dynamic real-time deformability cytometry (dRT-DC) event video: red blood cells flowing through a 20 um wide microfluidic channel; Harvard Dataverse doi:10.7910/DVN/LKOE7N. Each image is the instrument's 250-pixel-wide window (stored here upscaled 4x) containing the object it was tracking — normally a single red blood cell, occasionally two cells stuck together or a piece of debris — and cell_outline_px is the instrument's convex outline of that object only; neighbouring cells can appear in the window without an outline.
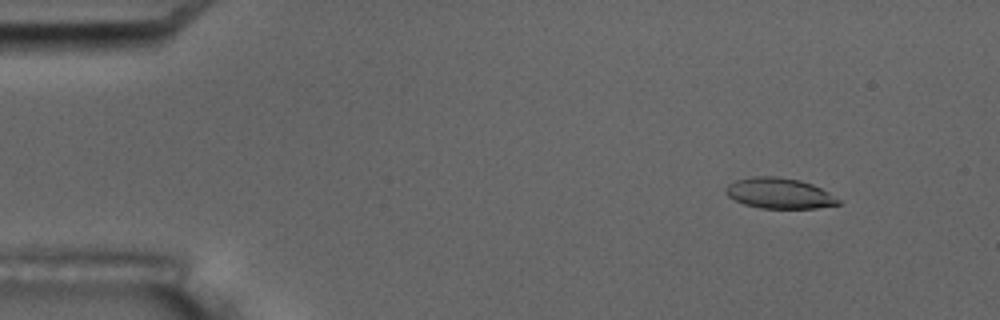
{"species": "common noctule bat (a hibernating species)", "species_latin": "Nyctalus noctula", "temperature_condition": "room temperature", "stored_images_in_passage": 5, "camera_frame_rate_fps": 3000, "um_per_image_px": 0.085, "animal": {"sex": "male", "body_mass_g": 17.5, "forearm_length_mm": 52.3}, "frame": {"image": 1, "passage_image": 2, "time_ms": 1.0, "image_size_px": [1000, 320], "cell_outline_px": [[840, 204], [816, 208], [760, 208], [744, 204], [728, 196], [724, 192], [728, 184], [736, 180], [752, 176], [776, 176], [800, 180], [812, 184], [828, 192], [840, 200]], "centroid_in_image_um": [66.22, 16.42], "position_along_channel_um": 18.8, "area_um2": 20.0}}